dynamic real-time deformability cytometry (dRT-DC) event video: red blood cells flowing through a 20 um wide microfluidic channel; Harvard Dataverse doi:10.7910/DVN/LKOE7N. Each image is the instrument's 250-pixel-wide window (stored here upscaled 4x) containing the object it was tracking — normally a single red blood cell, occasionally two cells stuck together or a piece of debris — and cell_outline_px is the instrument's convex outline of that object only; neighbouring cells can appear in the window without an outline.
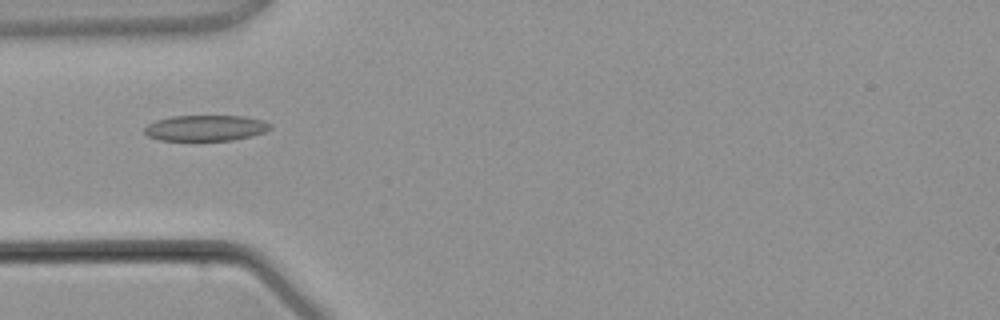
{"species": "common noctule bat (a hibernating species)", "species_latin": "Nyctalus noctula", "temperature_condition": "warm", "stored_images_in_passage": 4, "camera_frame_rate_fps": 3000, "um_per_image_px": 0.085, "animal": {"sex": "male", "body_mass_g": 21.5, "forearm_length_mm": 52.0}, "frame": {"image": 1, "passage_image": 3, "time_ms": 3.333, "image_size_px": [1000, 320], "cell_outline_px": [[272, 128], [264, 132], [252, 136], [232, 140], [160, 140], [148, 136], [144, 132], [144, 128], [148, 124], [156, 120], [172, 116], [244, 116], [264, 120], [272, 124]], "centroid_in_image_um": [17.51, 10.87], "position_along_channel_um": 67.5, "area_um2": 18.96}}
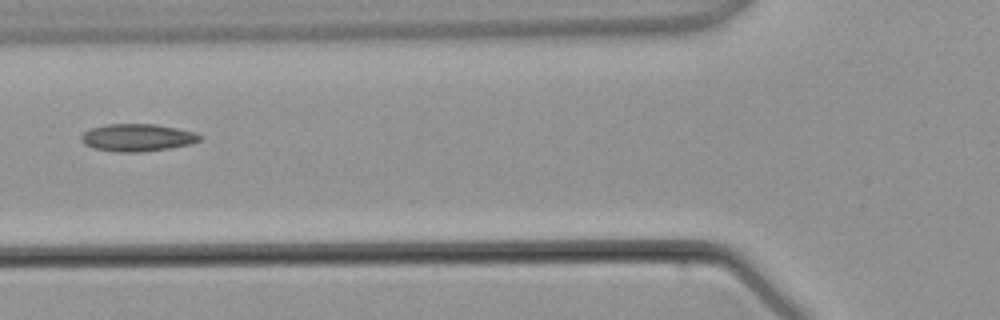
{"frame": {"image": 2, "passage_image": 4, "time_ms": 4.333, "image_size_px": [1000, 320], "cell_outline_px": [[204, 136], [200, 140], [192, 144], [168, 148], [140, 152], [120, 152], [92, 148], [84, 144], [80, 140], [80, 136], [84, 132], [92, 128], [108, 124], [156, 124], [196, 132]], "centroid_in_image_um": [11.69, 11.69], "position_along_channel_um": 114.1, "area_um2": 19.02}}